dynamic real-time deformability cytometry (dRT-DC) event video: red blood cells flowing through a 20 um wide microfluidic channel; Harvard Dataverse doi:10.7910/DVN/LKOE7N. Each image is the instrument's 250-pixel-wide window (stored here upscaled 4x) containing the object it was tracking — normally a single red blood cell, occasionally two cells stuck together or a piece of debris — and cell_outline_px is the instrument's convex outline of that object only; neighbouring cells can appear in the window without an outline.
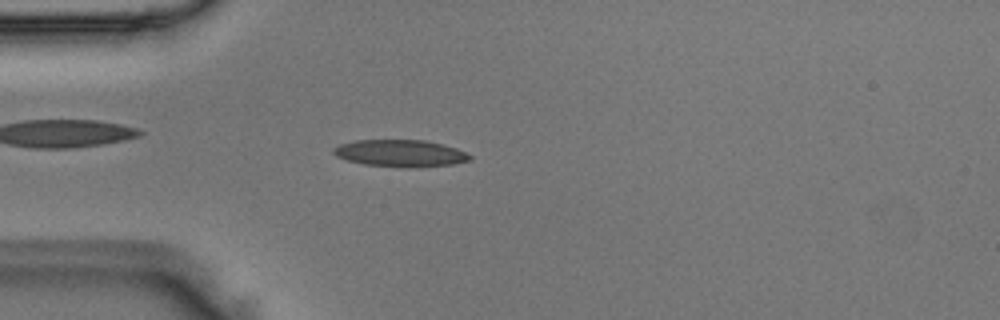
{"species": "Egyptian fruit bat (a non-hibernating species)", "species_latin": "Rousettus aegyptiacus", "temperature_condition": "room temperature", "stored_images_in_passage": 3, "camera_frame_rate_fps": 3000, "um_per_image_px": 0.085, "animal": {"sex": "male"}, "frame": {"image": 1, "passage_image": 3, "time_ms": 0.667, "image_size_px": [1000, 320], "cell_outline_px": [[472, 160], [452, 164], [364, 164], [348, 160], [336, 156], [332, 152], [332, 148], [340, 144], [352, 140], [424, 140], [444, 144], [456, 148], [472, 156]], "centroid_in_image_um": [33.98, 12.96], "position_along_channel_um": 51.0, "area_um2": 20.23}}